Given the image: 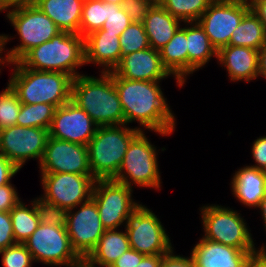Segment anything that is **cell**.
<instances>
[{"mask_svg": "<svg viewBox=\"0 0 266 267\" xmlns=\"http://www.w3.org/2000/svg\"><path fill=\"white\" fill-rule=\"evenodd\" d=\"M113 81L126 125L137 121L140 131L151 130L161 136L175 131L176 118L164 97L159 84L161 81L129 80L114 72Z\"/></svg>", "mask_w": 266, "mask_h": 267, "instance_id": "1", "label": "cell"}, {"mask_svg": "<svg viewBox=\"0 0 266 267\" xmlns=\"http://www.w3.org/2000/svg\"><path fill=\"white\" fill-rule=\"evenodd\" d=\"M98 77L79 75L71 85V101L98 126L125 124L124 111L113 81V71Z\"/></svg>", "mask_w": 266, "mask_h": 267, "instance_id": "2", "label": "cell"}, {"mask_svg": "<svg viewBox=\"0 0 266 267\" xmlns=\"http://www.w3.org/2000/svg\"><path fill=\"white\" fill-rule=\"evenodd\" d=\"M7 82L23 104L46 103L56 107L71 100L73 78L61 72L36 71L24 67L19 61ZM14 71V72H13Z\"/></svg>", "mask_w": 266, "mask_h": 267, "instance_id": "3", "label": "cell"}, {"mask_svg": "<svg viewBox=\"0 0 266 267\" xmlns=\"http://www.w3.org/2000/svg\"><path fill=\"white\" fill-rule=\"evenodd\" d=\"M19 62L26 68L61 72L74 79L82 75L77 69L85 65L84 37L61 31L51 40L29 50Z\"/></svg>", "mask_w": 266, "mask_h": 267, "instance_id": "4", "label": "cell"}, {"mask_svg": "<svg viewBox=\"0 0 266 267\" xmlns=\"http://www.w3.org/2000/svg\"><path fill=\"white\" fill-rule=\"evenodd\" d=\"M140 132L126 124L98 126L87 144L88 161L96 180L113 179L119 171L128 145Z\"/></svg>", "mask_w": 266, "mask_h": 267, "instance_id": "5", "label": "cell"}, {"mask_svg": "<svg viewBox=\"0 0 266 267\" xmlns=\"http://www.w3.org/2000/svg\"><path fill=\"white\" fill-rule=\"evenodd\" d=\"M6 19L17 32L20 44L5 49L6 44L13 37L6 34L1 35V55L4 65L18 62L29 50L40 44L51 40L61 31L45 13L37 6L20 8L6 13ZM5 57V58H4Z\"/></svg>", "mask_w": 266, "mask_h": 267, "instance_id": "6", "label": "cell"}, {"mask_svg": "<svg viewBox=\"0 0 266 267\" xmlns=\"http://www.w3.org/2000/svg\"><path fill=\"white\" fill-rule=\"evenodd\" d=\"M158 152L145 132L140 131L128 145L123 163L112 180L130 188L136 185L160 190L162 182Z\"/></svg>", "mask_w": 266, "mask_h": 267, "instance_id": "7", "label": "cell"}, {"mask_svg": "<svg viewBox=\"0 0 266 267\" xmlns=\"http://www.w3.org/2000/svg\"><path fill=\"white\" fill-rule=\"evenodd\" d=\"M203 238L241 250L256 248L244 217L232 208L211 204L200 208Z\"/></svg>", "mask_w": 266, "mask_h": 267, "instance_id": "8", "label": "cell"}, {"mask_svg": "<svg viewBox=\"0 0 266 267\" xmlns=\"http://www.w3.org/2000/svg\"><path fill=\"white\" fill-rule=\"evenodd\" d=\"M153 211L142 203L127 217L124 229L130 248L144 255L167 254L172 247L163 223Z\"/></svg>", "mask_w": 266, "mask_h": 267, "instance_id": "9", "label": "cell"}, {"mask_svg": "<svg viewBox=\"0 0 266 267\" xmlns=\"http://www.w3.org/2000/svg\"><path fill=\"white\" fill-rule=\"evenodd\" d=\"M24 244L37 263L68 267L81 260L70 244L66 227L40 223Z\"/></svg>", "mask_w": 266, "mask_h": 267, "instance_id": "10", "label": "cell"}, {"mask_svg": "<svg viewBox=\"0 0 266 267\" xmlns=\"http://www.w3.org/2000/svg\"><path fill=\"white\" fill-rule=\"evenodd\" d=\"M132 193V188L112 179L95 181L92 198L105 229L125 227L127 217L140 205L134 201Z\"/></svg>", "mask_w": 266, "mask_h": 267, "instance_id": "11", "label": "cell"}, {"mask_svg": "<svg viewBox=\"0 0 266 267\" xmlns=\"http://www.w3.org/2000/svg\"><path fill=\"white\" fill-rule=\"evenodd\" d=\"M250 10L248 0H213L198 22L217 52L229 45L232 32Z\"/></svg>", "mask_w": 266, "mask_h": 267, "instance_id": "12", "label": "cell"}, {"mask_svg": "<svg viewBox=\"0 0 266 267\" xmlns=\"http://www.w3.org/2000/svg\"><path fill=\"white\" fill-rule=\"evenodd\" d=\"M41 198L66 210L76 208L92 197L96 179L92 175L41 173Z\"/></svg>", "mask_w": 266, "mask_h": 267, "instance_id": "13", "label": "cell"}, {"mask_svg": "<svg viewBox=\"0 0 266 267\" xmlns=\"http://www.w3.org/2000/svg\"><path fill=\"white\" fill-rule=\"evenodd\" d=\"M48 137V129L13 125L0 130V153L20 170L29 159L40 163Z\"/></svg>", "mask_w": 266, "mask_h": 267, "instance_id": "14", "label": "cell"}, {"mask_svg": "<svg viewBox=\"0 0 266 267\" xmlns=\"http://www.w3.org/2000/svg\"><path fill=\"white\" fill-rule=\"evenodd\" d=\"M76 209L67 210L66 229L73 250L81 259H86L95 249L106 229L102 225L98 208L92 197L78 205Z\"/></svg>", "mask_w": 266, "mask_h": 267, "instance_id": "15", "label": "cell"}, {"mask_svg": "<svg viewBox=\"0 0 266 267\" xmlns=\"http://www.w3.org/2000/svg\"><path fill=\"white\" fill-rule=\"evenodd\" d=\"M40 173H73L92 175L87 145L48 137L43 157L40 161Z\"/></svg>", "mask_w": 266, "mask_h": 267, "instance_id": "16", "label": "cell"}, {"mask_svg": "<svg viewBox=\"0 0 266 267\" xmlns=\"http://www.w3.org/2000/svg\"><path fill=\"white\" fill-rule=\"evenodd\" d=\"M98 125L71 100L55 110L49 136L87 145L94 137Z\"/></svg>", "mask_w": 266, "mask_h": 267, "instance_id": "17", "label": "cell"}, {"mask_svg": "<svg viewBox=\"0 0 266 267\" xmlns=\"http://www.w3.org/2000/svg\"><path fill=\"white\" fill-rule=\"evenodd\" d=\"M113 72L129 80L161 81L173 77L163 66L159 51L152 47L123 56Z\"/></svg>", "mask_w": 266, "mask_h": 267, "instance_id": "18", "label": "cell"}, {"mask_svg": "<svg viewBox=\"0 0 266 267\" xmlns=\"http://www.w3.org/2000/svg\"><path fill=\"white\" fill-rule=\"evenodd\" d=\"M256 251L241 250L202 237L192 248L190 256L195 267H245Z\"/></svg>", "mask_w": 266, "mask_h": 267, "instance_id": "19", "label": "cell"}, {"mask_svg": "<svg viewBox=\"0 0 266 267\" xmlns=\"http://www.w3.org/2000/svg\"><path fill=\"white\" fill-rule=\"evenodd\" d=\"M119 37L105 30H96L85 36V65H99L103 73L113 71L122 59Z\"/></svg>", "mask_w": 266, "mask_h": 267, "instance_id": "20", "label": "cell"}, {"mask_svg": "<svg viewBox=\"0 0 266 267\" xmlns=\"http://www.w3.org/2000/svg\"><path fill=\"white\" fill-rule=\"evenodd\" d=\"M217 61L226 68L231 82H250L259 77L258 50L228 45L217 52Z\"/></svg>", "mask_w": 266, "mask_h": 267, "instance_id": "21", "label": "cell"}, {"mask_svg": "<svg viewBox=\"0 0 266 267\" xmlns=\"http://www.w3.org/2000/svg\"><path fill=\"white\" fill-rule=\"evenodd\" d=\"M232 195L240 203L257 208L266 191V171L251 167H241L231 178Z\"/></svg>", "mask_w": 266, "mask_h": 267, "instance_id": "22", "label": "cell"}, {"mask_svg": "<svg viewBox=\"0 0 266 267\" xmlns=\"http://www.w3.org/2000/svg\"><path fill=\"white\" fill-rule=\"evenodd\" d=\"M184 24L185 26H180L170 41L159 50L163 66L175 78L179 87L184 86L188 76L186 23Z\"/></svg>", "mask_w": 266, "mask_h": 267, "instance_id": "23", "label": "cell"}, {"mask_svg": "<svg viewBox=\"0 0 266 267\" xmlns=\"http://www.w3.org/2000/svg\"><path fill=\"white\" fill-rule=\"evenodd\" d=\"M181 23L156 2L143 21L150 47L157 51L163 48L182 26Z\"/></svg>", "mask_w": 266, "mask_h": 267, "instance_id": "24", "label": "cell"}, {"mask_svg": "<svg viewBox=\"0 0 266 267\" xmlns=\"http://www.w3.org/2000/svg\"><path fill=\"white\" fill-rule=\"evenodd\" d=\"M84 0H38L36 6L62 32L79 34Z\"/></svg>", "mask_w": 266, "mask_h": 267, "instance_id": "25", "label": "cell"}, {"mask_svg": "<svg viewBox=\"0 0 266 267\" xmlns=\"http://www.w3.org/2000/svg\"><path fill=\"white\" fill-rule=\"evenodd\" d=\"M190 26V27H189ZM188 50V76L202 69L212 57L217 58V50L198 21L186 22Z\"/></svg>", "mask_w": 266, "mask_h": 267, "instance_id": "26", "label": "cell"}, {"mask_svg": "<svg viewBox=\"0 0 266 267\" xmlns=\"http://www.w3.org/2000/svg\"><path fill=\"white\" fill-rule=\"evenodd\" d=\"M106 229L95 249L86 258L97 267H110L124 252L130 249L126 230Z\"/></svg>", "mask_w": 266, "mask_h": 267, "instance_id": "27", "label": "cell"}, {"mask_svg": "<svg viewBox=\"0 0 266 267\" xmlns=\"http://www.w3.org/2000/svg\"><path fill=\"white\" fill-rule=\"evenodd\" d=\"M266 43V30L250 9L232 32L230 46H244L259 50Z\"/></svg>", "mask_w": 266, "mask_h": 267, "instance_id": "28", "label": "cell"}, {"mask_svg": "<svg viewBox=\"0 0 266 267\" xmlns=\"http://www.w3.org/2000/svg\"><path fill=\"white\" fill-rule=\"evenodd\" d=\"M30 202L31 206L20 200L9 212L16 243H24L40 224L34 203Z\"/></svg>", "mask_w": 266, "mask_h": 267, "instance_id": "29", "label": "cell"}, {"mask_svg": "<svg viewBox=\"0 0 266 267\" xmlns=\"http://www.w3.org/2000/svg\"><path fill=\"white\" fill-rule=\"evenodd\" d=\"M56 106L46 103L21 104L16 125L50 129Z\"/></svg>", "mask_w": 266, "mask_h": 267, "instance_id": "30", "label": "cell"}, {"mask_svg": "<svg viewBox=\"0 0 266 267\" xmlns=\"http://www.w3.org/2000/svg\"><path fill=\"white\" fill-rule=\"evenodd\" d=\"M213 0H157L172 16L183 23L198 21Z\"/></svg>", "mask_w": 266, "mask_h": 267, "instance_id": "31", "label": "cell"}, {"mask_svg": "<svg viewBox=\"0 0 266 267\" xmlns=\"http://www.w3.org/2000/svg\"><path fill=\"white\" fill-rule=\"evenodd\" d=\"M108 15V3L102 0H84L79 34L82 37L102 29Z\"/></svg>", "mask_w": 266, "mask_h": 267, "instance_id": "32", "label": "cell"}, {"mask_svg": "<svg viewBox=\"0 0 266 267\" xmlns=\"http://www.w3.org/2000/svg\"><path fill=\"white\" fill-rule=\"evenodd\" d=\"M122 57L150 47L143 23L132 22L120 35Z\"/></svg>", "mask_w": 266, "mask_h": 267, "instance_id": "33", "label": "cell"}, {"mask_svg": "<svg viewBox=\"0 0 266 267\" xmlns=\"http://www.w3.org/2000/svg\"><path fill=\"white\" fill-rule=\"evenodd\" d=\"M21 104L16 92L7 83V87L0 91V130L16 125Z\"/></svg>", "mask_w": 266, "mask_h": 267, "instance_id": "34", "label": "cell"}, {"mask_svg": "<svg viewBox=\"0 0 266 267\" xmlns=\"http://www.w3.org/2000/svg\"><path fill=\"white\" fill-rule=\"evenodd\" d=\"M41 224L67 227V210L46 202L40 196L32 200Z\"/></svg>", "mask_w": 266, "mask_h": 267, "instance_id": "35", "label": "cell"}, {"mask_svg": "<svg viewBox=\"0 0 266 267\" xmlns=\"http://www.w3.org/2000/svg\"><path fill=\"white\" fill-rule=\"evenodd\" d=\"M3 267H32L34 259L24 243H16L0 250Z\"/></svg>", "mask_w": 266, "mask_h": 267, "instance_id": "36", "label": "cell"}, {"mask_svg": "<svg viewBox=\"0 0 266 267\" xmlns=\"http://www.w3.org/2000/svg\"><path fill=\"white\" fill-rule=\"evenodd\" d=\"M132 23L129 15L120 5L108 3V15L102 29L108 33L120 36L123 31Z\"/></svg>", "mask_w": 266, "mask_h": 267, "instance_id": "37", "label": "cell"}, {"mask_svg": "<svg viewBox=\"0 0 266 267\" xmlns=\"http://www.w3.org/2000/svg\"><path fill=\"white\" fill-rule=\"evenodd\" d=\"M156 2V0H124L121 7L129 15L132 22L143 23L149 10Z\"/></svg>", "mask_w": 266, "mask_h": 267, "instance_id": "38", "label": "cell"}, {"mask_svg": "<svg viewBox=\"0 0 266 267\" xmlns=\"http://www.w3.org/2000/svg\"><path fill=\"white\" fill-rule=\"evenodd\" d=\"M16 244L9 212L0 211V250Z\"/></svg>", "mask_w": 266, "mask_h": 267, "instance_id": "39", "label": "cell"}, {"mask_svg": "<svg viewBox=\"0 0 266 267\" xmlns=\"http://www.w3.org/2000/svg\"><path fill=\"white\" fill-rule=\"evenodd\" d=\"M20 200L17 189L11 182L0 186V211L10 212Z\"/></svg>", "mask_w": 266, "mask_h": 267, "instance_id": "40", "label": "cell"}, {"mask_svg": "<svg viewBox=\"0 0 266 267\" xmlns=\"http://www.w3.org/2000/svg\"><path fill=\"white\" fill-rule=\"evenodd\" d=\"M251 147V155L255 161V165L251 167L266 171V136L255 139Z\"/></svg>", "mask_w": 266, "mask_h": 267, "instance_id": "41", "label": "cell"}, {"mask_svg": "<svg viewBox=\"0 0 266 267\" xmlns=\"http://www.w3.org/2000/svg\"><path fill=\"white\" fill-rule=\"evenodd\" d=\"M160 267H195L191 256L176 255L174 249L162 256Z\"/></svg>", "mask_w": 266, "mask_h": 267, "instance_id": "42", "label": "cell"}, {"mask_svg": "<svg viewBox=\"0 0 266 267\" xmlns=\"http://www.w3.org/2000/svg\"><path fill=\"white\" fill-rule=\"evenodd\" d=\"M145 255L132 248L124 252L110 267H135Z\"/></svg>", "mask_w": 266, "mask_h": 267, "instance_id": "43", "label": "cell"}, {"mask_svg": "<svg viewBox=\"0 0 266 267\" xmlns=\"http://www.w3.org/2000/svg\"><path fill=\"white\" fill-rule=\"evenodd\" d=\"M19 172V169L0 153V186L9 184L11 178Z\"/></svg>", "mask_w": 266, "mask_h": 267, "instance_id": "44", "label": "cell"}, {"mask_svg": "<svg viewBox=\"0 0 266 267\" xmlns=\"http://www.w3.org/2000/svg\"><path fill=\"white\" fill-rule=\"evenodd\" d=\"M38 0H0V12L6 13L31 6H36ZM12 8V9H11Z\"/></svg>", "mask_w": 266, "mask_h": 267, "instance_id": "45", "label": "cell"}, {"mask_svg": "<svg viewBox=\"0 0 266 267\" xmlns=\"http://www.w3.org/2000/svg\"><path fill=\"white\" fill-rule=\"evenodd\" d=\"M245 267H266V246L262 245L258 251L252 253Z\"/></svg>", "mask_w": 266, "mask_h": 267, "instance_id": "46", "label": "cell"}, {"mask_svg": "<svg viewBox=\"0 0 266 267\" xmlns=\"http://www.w3.org/2000/svg\"><path fill=\"white\" fill-rule=\"evenodd\" d=\"M250 9L260 19L266 30V0H248Z\"/></svg>", "mask_w": 266, "mask_h": 267, "instance_id": "47", "label": "cell"}, {"mask_svg": "<svg viewBox=\"0 0 266 267\" xmlns=\"http://www.w3.org/2000/svg\"><path fill=\"white\" fill-rule=\"evenodd\" d=\"M163 255H145L135 267H160Z\"/></svg>", "mask_w": 266, "mask_h": 267, "instance_id": "48", "label": "cell"}, {"mask_svg": "<svg viewBox=\"0 0 266 267\" xmlns=\"http://www.w3.org/2000/svg\"><path fill=\"white\" fill-rule=\"evenodd\" d=\"M258 64V76H262L266 79V43L258 50Z\"/></svg>", "mask_w": 266, "mask_h": 267, "instance_id": "49", "label": "cell"}, {"mask_svg": "<svg viewBox=\"0 0 266 267\" xmlns=\"http://www.w3.org/2000/svg\"><path fill=\"white\" fill-rule=\"evenodd\" d=\"M257 208H259V210L261 212V216H262V219L264 222V228H265V232H266V191H265V194H264L263 198L261 199V202Z\"/></svg>", "mask_w": 266, "mask_h": 267, "instance_id": "50", "label": "cell"}, {"mask_svg": "<svg viewBox=\"0 0 266 267\" xmlns=\"http://www.w3.org/2000/svg\"><path fill=\"white\" fill-rule=\"evenodd\" d=\"M68 267H92V264L86 259H81L78 263L70 265Z\"/></svg>", "mask_w": 266, "mask_h": 267, "instance_id": "51", "label": "cell"}, {"mask_svg": "<svg viewBox=\"0 0 266 267\" xmlns=\"http://www.w3.org/2000/svg\"><path fill=\"white\" fill-rule=\"evenodd\" d=\"M102 1H104V2H107V3H113V4H117V5H120L121 6V4H122V2L124 1V0H102Z\"/></svg>", "mask_w": 266, "mask_h": 267, "instance_id": "52", "label": "cell"}, {"mask_svg": "<svg viewBox=\"0 0 266 267\" xmlns=\"http://www.w3.org/2000/svg\"><path fill=\"white\" fill-rule=\"evenodd\" d=\"M2 65V66H1ZM0 66L1 67H4L5 65H4V62H3V60H2V55H1V35H0ZM0 67V70L2 69Z\"/></svg>", "mask_w": 266, "mask_h": 267, "instance_id": "53", "label": "cell"}]
</instances>
